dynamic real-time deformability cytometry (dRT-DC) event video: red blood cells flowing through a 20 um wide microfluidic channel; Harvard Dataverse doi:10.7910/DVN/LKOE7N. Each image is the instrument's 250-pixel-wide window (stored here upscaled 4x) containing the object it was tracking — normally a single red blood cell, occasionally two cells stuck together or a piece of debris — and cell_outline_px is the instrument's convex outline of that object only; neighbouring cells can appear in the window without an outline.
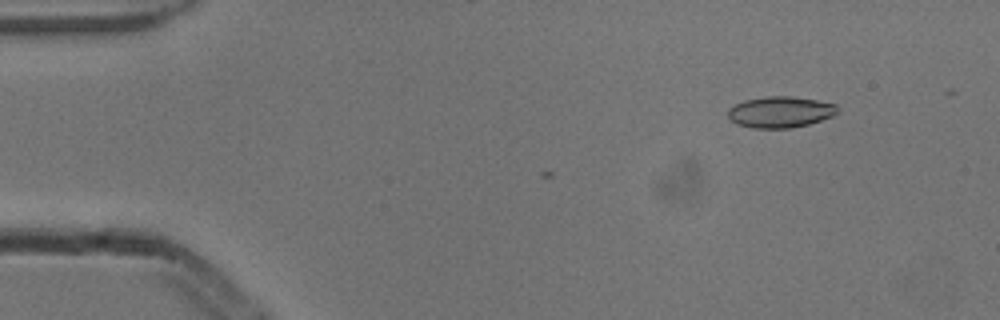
{"species": "common noctule bat (a hibernating species)", "species_latin": "Nyctalus noctula", "temperature_condition": "cold", "stored_images_in_passage": 2, "camera_frame_rate_fps": 3000, "um_per_image_px": 0.085, "animal": {"sex": "male", "body_mass_g": 13.3}, "frame": {"image": 1, "passage_image": 2, "time_ms": 0.333, "image_size_px": [1000, 320], "cell_outline_px": [[836, 112], [832, 116], [808, 124], [788, 128], [752, 128], [736, 124], [728, 116], [728, 108], [744, 100], [768, 96], [792, 96], [816, 100], [836, 104]], "centroid_in_image_um": [66.28, 9.52], "position_along_channel_um": 18.7, "area_um2": 19.71}}